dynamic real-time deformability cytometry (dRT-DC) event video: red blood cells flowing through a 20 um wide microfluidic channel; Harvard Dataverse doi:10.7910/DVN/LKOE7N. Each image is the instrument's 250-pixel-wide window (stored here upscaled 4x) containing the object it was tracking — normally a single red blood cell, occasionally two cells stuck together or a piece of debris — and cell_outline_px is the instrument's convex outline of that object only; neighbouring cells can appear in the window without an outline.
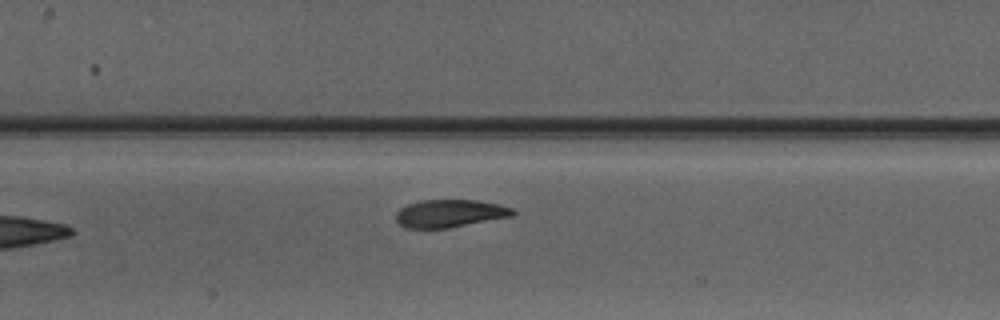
{"species": "Egyptian fruit bat (a non-hibernating species)", "species_latin": "Rousettus aegyptiacus", "temperature_condition": "warm", "stored_images_in_passage": 4, "camera_frame_rate_fps": 3000, "um_per_image_px": 0.085, "animal": {"sex": "male"}, "frame": {"image": 1, "passage_image": 4, "time_ms": 3.667, "image_size_px": [1000, 320], "cell_outline_px": [[516, 212], [512, 216], [448, 228], [404, 228], [396, 220], [396, 212], [400, 208], [408, 204], [420, 200], [476, 200], [500, 204], [512, 208]], "centroid_in_image_um": [38.22, 18.14], "position_along_channel_um": 169.2, "area_um2": 18.9}}